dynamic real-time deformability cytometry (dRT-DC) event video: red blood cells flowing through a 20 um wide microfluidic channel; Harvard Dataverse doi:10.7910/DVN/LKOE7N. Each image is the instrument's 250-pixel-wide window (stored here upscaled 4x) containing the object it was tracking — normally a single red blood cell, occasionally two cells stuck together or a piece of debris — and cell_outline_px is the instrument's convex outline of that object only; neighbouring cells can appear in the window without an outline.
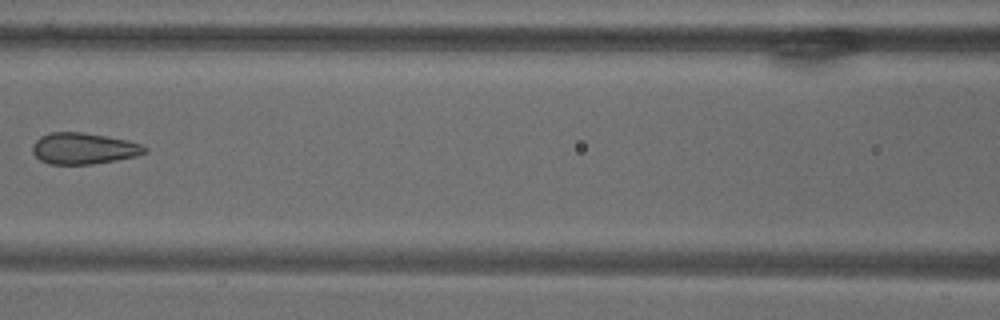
{"species": "common noctule bat (a hibernating species)", "species_latin": "Nyctalus noctula", "temperature_condition": "warm", "stored_images_in_passage": 10, "camera_frame_rate_fps": 3000, "um_per_image_px": 0.085, "animal": {"sex": "male", "body_mass_g": 18.8}, "frame": {"image": 1, "passage_image": 9, "time_ms": 10.333, "image_size_px": [1000, 320], "cell_outline_px": [[148, 152], [136, 156], [116, 160], [92, 164], [48, 164], [40, 160], [32, 152], [32, 144], [40, 136], [52, 132], [84, 132], [128, 140], [140, 144], [148, 148]], "centroid_in_image_um": [7.11, 12.62], "position_along_channel_um": 159.5, "area_um2": 20.58}}